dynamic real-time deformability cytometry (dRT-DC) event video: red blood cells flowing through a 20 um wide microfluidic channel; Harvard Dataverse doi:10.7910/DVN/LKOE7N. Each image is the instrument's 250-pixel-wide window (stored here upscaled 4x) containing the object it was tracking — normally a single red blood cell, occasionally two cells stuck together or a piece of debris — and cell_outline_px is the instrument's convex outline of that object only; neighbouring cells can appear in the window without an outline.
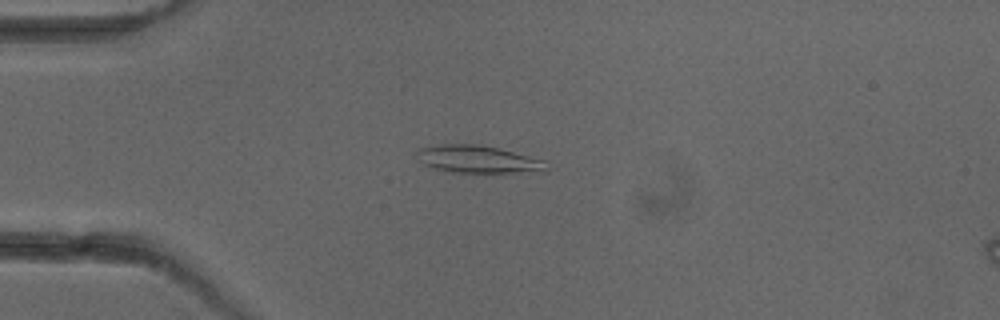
{"species": "common noctule bat (a hibernating species)", "species_latin": "Nyctalus noctula", "temperature_condition": "cold", "stored_images_in_passage": 5, "camera_frame_rate_fps": 3000, "um_per_image_px": 0.085, "animal": {"sex": "female"}, "frame": {"image": 1, "passage_image": 2, "time_ms": 1.333, "image_size_px": [1000, 320], "cell_outline_px": [[548, 172], [448, 172], [424, 164], [420, 160], [416, 152], [420, 148], [440, 144], [476, 144], [496, 148], [548, 160]], "centroid_in_image_um": [40.71, 13.54], "position_along_channel_um": 44.3, "area_um2": 20.75}}
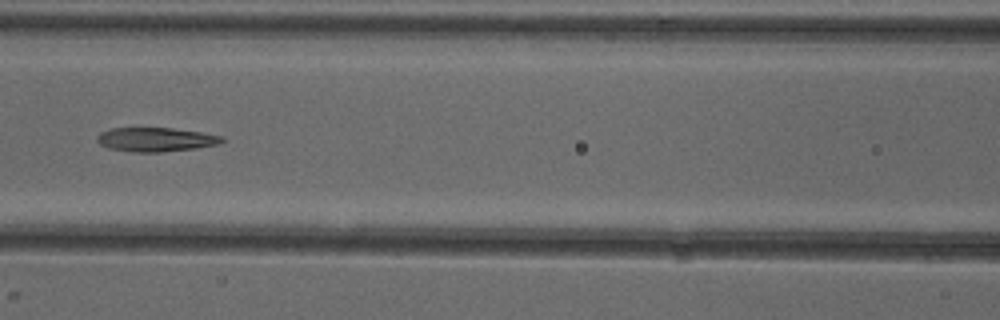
{"frame": {"image": 2, "passage_image": 5, "time_ms": 4.667, "image_size_px": [1000, 320], "cell_outline_px": [[224, 140], [220, 144], [196, 148], [160, 152], [132, 152], [108, 148], [100, 144], [96, 140], [96, 136], [100, 132], [112, 128], [172, 128], [200, 132], [224, 136]], "centroid_in_image_um": [13.23, 11.86], "position_along_channel_um": 153.4, "area_um2": 17.57}}